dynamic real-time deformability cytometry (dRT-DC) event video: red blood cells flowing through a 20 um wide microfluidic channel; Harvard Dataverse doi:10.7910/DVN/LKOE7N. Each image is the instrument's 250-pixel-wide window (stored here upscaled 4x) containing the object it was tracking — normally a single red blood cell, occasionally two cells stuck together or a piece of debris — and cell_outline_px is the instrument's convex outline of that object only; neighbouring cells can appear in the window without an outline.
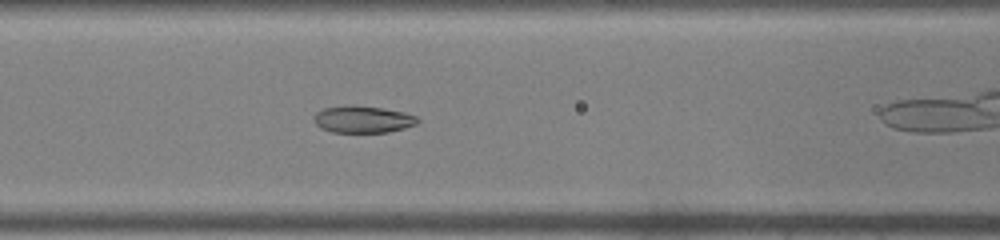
{"species": "common noctule bat (a hibernating species)", "species_latin": "Nyctalus noctula", "temperature_condition": "warm", "stored_images_in_passage": 36, "camera_frame_rate_fps": 3000, "um_per_image_px": 0.085, "animal": {"sex": "male", "body_mass_g": 19.0, "forearm_length_mm": 50.8}, "frame": {"image": 1, "passage_image": 12, "time_ms": 3.667, "image_size_px": [1000, 240], "cell_outline_px": [[420, 120], [416, 124], [404, 128], [388, 132], [332, 132], [320, 128], [316, 124], [316, 112], [324, 108], [380, 108], [404, 112], [416, 116]], "centroid_in_image_um": [30.9, 10.19], "position_along_channel_um": 135.7, "area_um2": 15.37}}
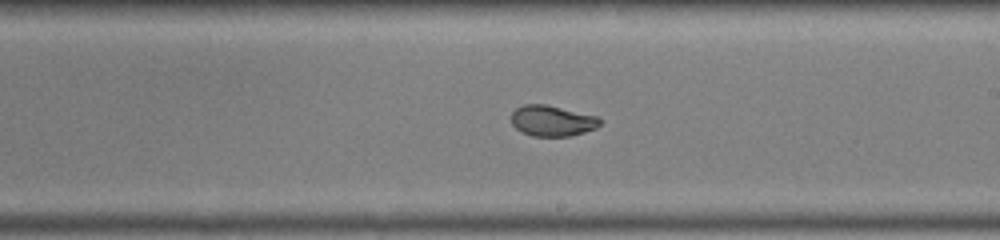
{"frame": {"image": 2, "passage_image": 19, "time_ms": 6.0, "image_size_px": [1000, 240], "cell_outline_px": [[600, 124], [596, 128], [572, 136], [532, 136], [520, 132], [512, 124], [512, 112], [516, 108], [524, 104], [544, 104], [596, 116], [600, 120]], "centroid_in_image_um": [46.9, 10.28], "position_along_channel_um": 242.1, "area_um2": 15.78}}
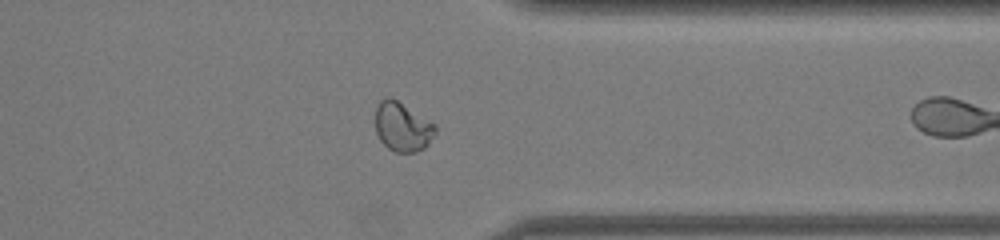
{"frame": {"image": 3, "passage_image": 28, "time_ms": 9.0, "image_size_px": [1000, 240], "cell_outline_px": [[436, 132], [428, 144], [424, 148], [416, 152], [396, 152], [388, 148], [380, 140], [376, 132], [376, 108], [380, 100], [384, 96], [392, 96], [436, 124]], "centroid_in_image_um": [34.21, 10.75], "position_along_channel_um": 377.2, "area_um2": 17.4}}